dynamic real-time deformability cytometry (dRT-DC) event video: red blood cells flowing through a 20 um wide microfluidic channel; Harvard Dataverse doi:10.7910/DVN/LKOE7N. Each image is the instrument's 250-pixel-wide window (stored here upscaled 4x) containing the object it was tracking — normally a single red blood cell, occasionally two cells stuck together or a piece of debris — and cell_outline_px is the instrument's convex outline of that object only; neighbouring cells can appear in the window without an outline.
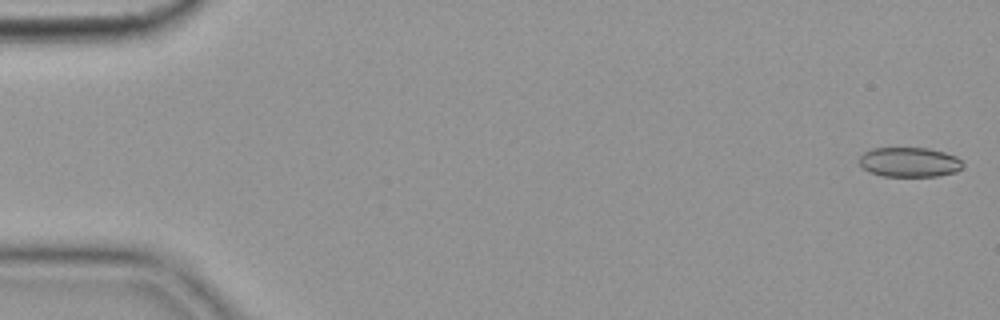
{"species": "common noctule bat (a hibernating species)", "species_latin": "Nyctalus noctula", "temperature_condition": "cold", "stored_images_in_passage": 55, "camera_frame_rate_fps": 3000, "um_per_image_px": 0.085, "animal": {"sex": "female", "body_mass_g": 19.9}, "frame": {"image": 1, "passage_image": 1, "time_ms": 0.0, "image_size_px": [1000, 320], "cell_outline_px": [[964, 164], [956, 172], [940, 176], [884, 176], [868, 172], [860, 164], [860, 156], [864, 152], [872, 148], [928, 148], [944, 152], [956, 156]], "centroid_in_image_um": [77.3, 13.78], "position_along_channel_um": 7.7, "area_um2": 17.92}}
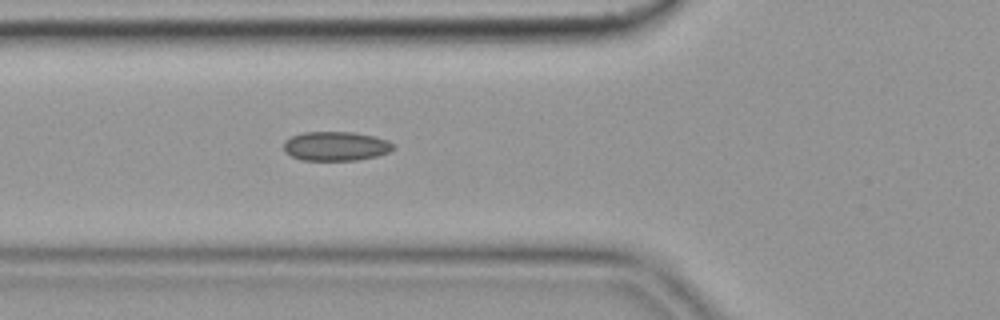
{"frame": {"image": 2, "passage_image": 20, "time_ms": 6.333, "image_size_px": [1000, 320], "cell_outline_px": [[396, 148], [388, 152], [376, 156], [356, 160], [300, 160], [284, 152], [284, 140], [292, 136], [304, 132], [352, 132], [372, 136], [388, 140]], "centroid_in_image_um": [28.52, 12.42], "position_along_channel_um": 97.3, "area_um2": 18.61}}
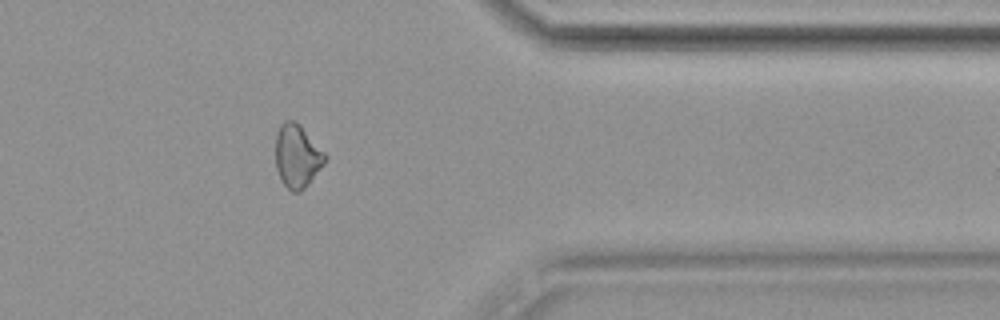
{"frame": {"image": 3, "passage_image": 45, "time_ms": 14.667, "image_size_px": [1000, 320], "cell_outline_px": [[328, 156], [324, 164], [308, 184], [300, 192], [292, 192], [280, 180], [276, 168], [276, 132], [280, 124], [284, 120], [296, 120], [300, 124]], "centroid_in_image_um": [25.25, 13.25], "position_along_channel_um": 386.1, "area_um2": 18.38}, "authors_computed_cell_mechanics": {"area_um2": 18.3804, "velocity_mm_per_s": 3.6264, "shape_relaxation_time_tau1_ms": null, "shape_relaxation_time_tau2_ms": 7.3897, "deformation_change_tau1": null, "deformation_change_tau2": 0.1368}}